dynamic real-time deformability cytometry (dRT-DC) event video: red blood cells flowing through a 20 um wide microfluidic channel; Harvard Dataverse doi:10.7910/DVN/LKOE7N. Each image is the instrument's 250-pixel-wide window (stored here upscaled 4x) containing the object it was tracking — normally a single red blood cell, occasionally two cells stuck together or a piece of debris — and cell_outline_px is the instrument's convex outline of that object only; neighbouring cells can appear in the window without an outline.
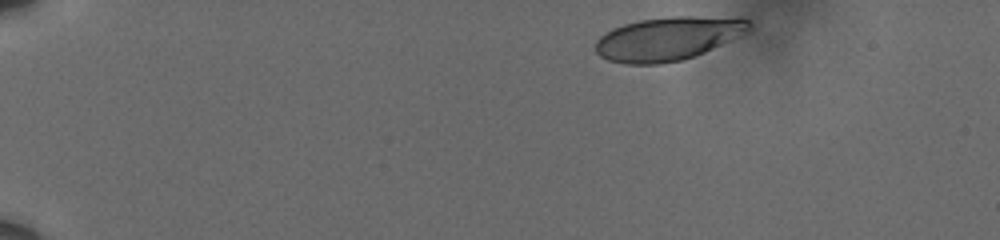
{"species": "human", "species_latin": "Homo sapiens", "temperature_condition": "cold", "stored_images_in_passage": 37, "camera_frame_rate_fps": 3000, "um_per_image_px": 0.085, "donor": {"sex": "male"}, "frame": {"image": 1, "passage_image": 1, "time_ms": 0.0, "image_size_px": [1000, 240], "cell_outline_px": [[752, 24], [748, 28], [720, 44], [704, 52], [680, 60], [660, 64], [624, 64], [608, 60], [600, 56], [596, 52], [596, 40], [604, 32], [612, 28], [624, 24], [640, 20], [668, 16], [740, 16], [748, 20]], "centroid_in_image_um": [56.71, 3.26], "position_along_channel_um": 28.3, "area_um2": 38.73}}
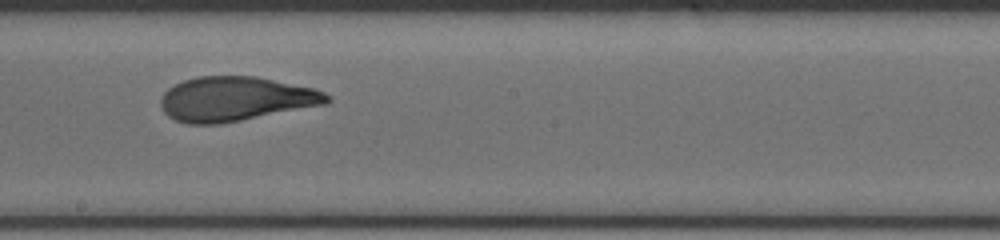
{"frame": {"image": 2, "passage_image": 22, "time_ms": 7.0, "image_size_px": [1000, 240], "cell_outline_px": [[332, 100], [328, 104], [220, 124], [188, 124], [176, 120], [168, 116], [164, 112], [160, 104], [160, 96], [168, 88], [184, 80], [196, 76], [256, 76], [316, 88], [332, 96]], "centroid_in_image_um": [20.06, 8.4], "position_along_channel_um": 228.1, "area_um2": 43.47}}
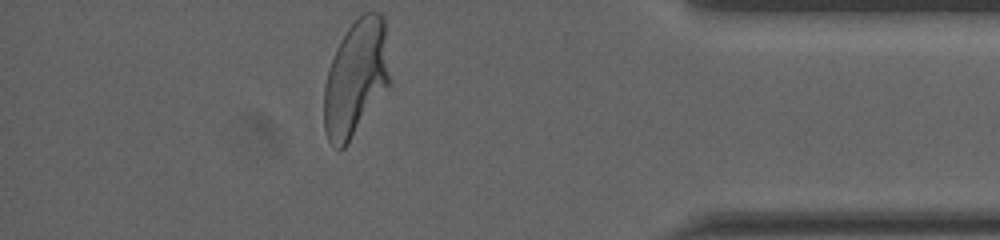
{"frame": {"image": 3, "passage_image": 37, "time_ms": 12.0, "image_size_px": [1000, 240], "cell_outline_px": [[392, 84], [348, 144], [344, 148], [336, 148], [328, 140], [324, 128], [324, 84], [336, 48], [340, 40], [348, 28], [364, 12], [380, 12], [384, 16], [392, 80]], "centroid_in_image_um": [30.3, 6.64], "position_along_channel_um": 404.9, "area_um2": 45.37}, "authors_computed_cell_mechanics": {"area_um2": 42.7142, "velocity_mm_per_s": 3.6026, "shape_relaxation_time_tau1_ms": 5.3507, "shape_relaxation_time_tau2_ms": 0.8246, "deformation_change_tau1": 0.217, "deformation_change_tau2": 0.0862}}